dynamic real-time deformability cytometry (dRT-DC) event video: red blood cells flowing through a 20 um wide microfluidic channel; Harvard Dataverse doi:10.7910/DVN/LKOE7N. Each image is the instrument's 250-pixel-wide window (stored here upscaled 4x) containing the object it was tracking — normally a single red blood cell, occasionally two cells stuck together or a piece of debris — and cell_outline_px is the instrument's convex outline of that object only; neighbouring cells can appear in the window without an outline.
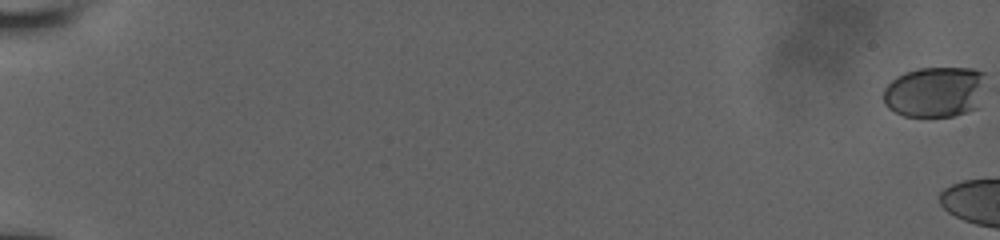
{"species": "human", "species_latin": "Homo sapiens", "temperature_condition": "room temperature", "stored_images_in_passage": 11, "camera_frame_rate_fps": 3000, "um_per_image_px": 0.085, "donor": {"sex": "male"}, "frame": {"image": 1, "passage_image": 1, "time_ms": 0.0, "image_size_px": [1000, 240], "cell_outline_px": [[984, 72], [976, 108], [952, 116], [904, 116], [888, 108], [884, 104], [884, 88], [896, 76], [904, 72], [916, 68], [972, 68]], "centroid_in_image_um": [79.39, 7.8], "position_along_channel_um": 5.6, "area_um2": 29.82}}